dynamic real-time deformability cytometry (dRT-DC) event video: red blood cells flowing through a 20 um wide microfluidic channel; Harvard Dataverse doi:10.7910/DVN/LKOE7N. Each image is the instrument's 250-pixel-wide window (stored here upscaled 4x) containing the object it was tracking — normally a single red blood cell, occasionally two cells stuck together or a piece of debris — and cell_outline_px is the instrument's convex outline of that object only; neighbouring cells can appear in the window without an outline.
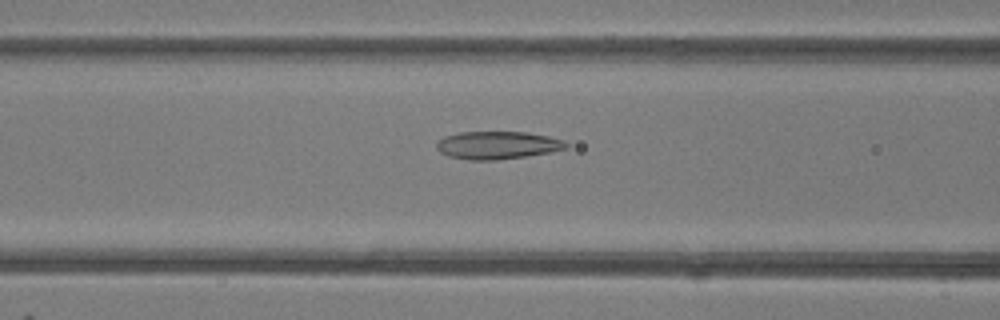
{"species": "common noctule bat (a hibernating species)", "species_latin": "Nyctalus noctula", "temperature_condition": "room temperature", "stored_images_in_passage": 36, "camera_frame_rate_fps": 3000, "um_per_image_px": 0.085, "animal": {"sex": "female"}, "frame": {"image": 1, "passage_image": 7, "time_ms": 2.0, "image_size_px": [1000, 320], "cell_outline_px": [[568, 148], [552, 152], [496, 160], [472, 160], [448, 156], [440, 152], [436, 148], [436, 144], [444, 136], [460, 132], [528, 132], [548, 136], [564, 140], [568, 144]], "centroid_in_image_um": [42.3, 12.34], "position_along_channel_um": 124.3, "area_um2": 20.98}}
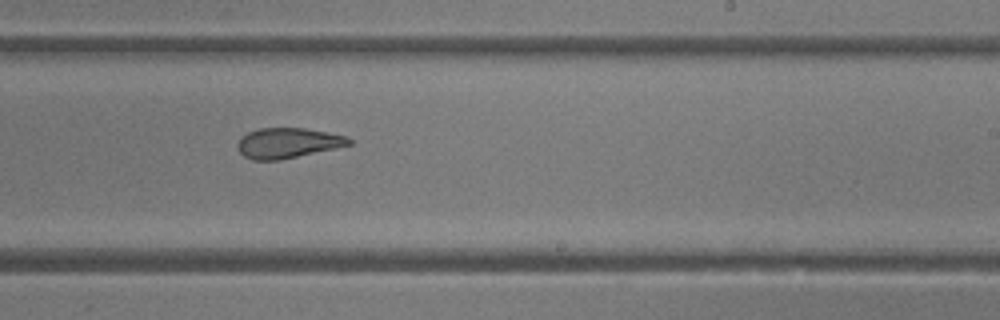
{"frame": {"image": 2, "passage_image": 17, "time_ms": 5.333, "image_size_px": [1000, 320], "cell_outline_px": [[352, 144], [336, 148], [280, 160], [252, 160], [244, 156], [236, 148], [236, 144], [240, 136], [248, 132], [260, 128], [304, 128], [328, 132], [348, 136], [352, 140]], "centroid_in_image_um": [24.44, 12.15], "position_along_channel_um": 264.6, "area_um2": 19.83}}
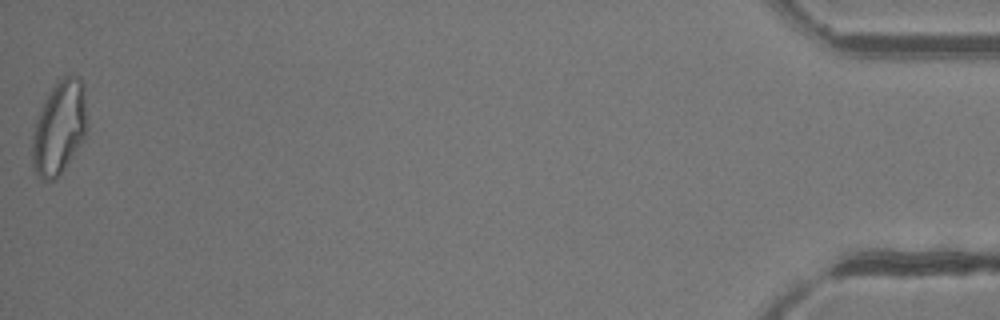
{"frame": {"image": 3, "passage_image": 36, "time_ms": 11.667, "image_size_px": [1000, 320], "cell_outline_px": [[88, 128], [84, 140], [56, 180], [44, 180], [36, 176], [32, 168], [32, 136], [36, 120], [56, 80], [64, 76], [76, 76], [84, 84]], "centroid_in_image_um": [5.06, 10.89], "position_along_channel_um": 430.1, "area_um2": 30.17}, "authors_computed_cell_mechanics": {"area_um2": 21.1548, "velocity_mm_per_s": 4.2088, "shape_relaxation_time_tau1_ms": 9.775, "shape_relaxation_time_tau2_ms": 2.3458, "deformation_change_tau1": 0.2223, "deformation_change_tau2": 0.1032}}